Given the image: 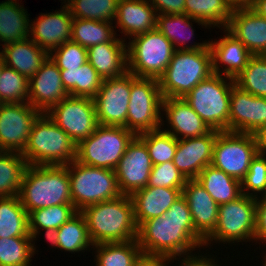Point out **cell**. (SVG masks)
<instances>
[{
	"label": "cell",
	"mask_w": 266,
	"mask_h": 266,
	"mask_svg": "<svg viewBox=\"0 0 266 266\" xmlns=\"http://www.w3.org/2000/svg\"><path fill=\"white\" fill-rule=\"evenodd\" d=\"M137 242L143 254L180 259L204 241L195 233L186 198L181 195L164 215L144 221L138 227ZM182 255V256H181Z\"/></svg>",
	"instance_id": "obj_1"
},
{
	"label": "cell",
	"mask_w": 266,
	"mask_h": 266,
	"mask_svg": "<svg viewBox=\"0 0 266 266\" xmlns=\"http://www.w3.org/2000/svg\"><path fill=\"white\" fill-rule=\"evenodd\" d=\"M93 245L137 239L134 205L128 195L89 205L82 209Z\"/></svg>",
	"instance_id": "obj_2"
},
{
	"label": "cell",
	"mask_w": 266,
	"mask_h": 266,
	"mask_svg": "<svg viewBox=\"0 0 266 266\" xmlns=\"http://www.w3.org/2000/svg\"><path fill=\"white\" fill-rule=\"evenodd\" d=\"M18 197L28 214L50 206L72 204L67 167L28 165Z\"/></svg>",
	"instance_id": "obj_3"
},
{
	"label": "cell",
	"mask_w": 266,
	"mask_h": 266,
	"mask_svg": "<svg viewBox=\"0 0 266 266\" xmlns=\"http://www.w3.org/2000/svg\"><path fill=\"white\" fill-rule=\"evenodd\" d=\"M77 145L46 113L34 121L22 153L28 165H68L76 160Z\"/></svg>",
	"instance_id": "obj_4"
},
{
	"label": "cell",
	"mask_w": 266,
	"mask_h": 266,
	"mask_svg": "<svg viewBox=\"0 0 266 266\" xmlns=\"http://www.w3.org/2000/svg\"><path fill=\"white\" fill-rule=\"evenodd\" d=\"M212 71L210 47L201 50H176L164 74L158 79L164 98H184Z\"/></svg>",
	"instance_id": "obj_5"
},
{
	"label": "cell",
	"mask_w": 266,
	"mask_h": 266,
	"mask_svg": "<svg viewBox=\"0 0 266 266\" xmlns=\"http://www.w3.org/2000/svg\"><path fill=\"white\" fill-rule=\"evenodd\" d=\"M234 85L233 78L213 73L183 99L211 129L228 131L230 94Z\"/></svg>",
	"instance_id": "obj_6"
},
{
	"label": "cell",
	"mask_w": 266,
	"mask_h": 266,
	"mask_svg": "<svg viewBox=\"0 0 266 266\" xmlns=\"http://www.w3.org/2000/svg\"><path fill=\"white\" fill-rule=\"evenodd\" d=\"M65 166L70 179L72 204L78 211L122 195L115 170L85 165L76 160Z\"/></svg>",
	"instance_id": "obj_7"
},
{
	"label": "cell",
	"mask_w": 266,
	"mask_h": 266,
	"mask_svg": "<svg viewBox=\"0 0 266 266\" xmlns=\"http://www.w3.org/2000/svg\"><path fill=\"white\" fill-rule=\"evenodd\" d=\"M131 39L127 43L128 71L139 78L158 80L175 52L172 43L157 28Z\"/></svg>",
	"instance_id": "obj_8"
},
{
	"label": "cell",
	"mask_w": 266,
	"mask_h": 266,
	"mask_svg": "<svg viewBox=\"0 0 266 266\" xmlns=\"http://www.w3.org/2000/svg\"><path fill=\"white\" fill-rule=\"evenodd\" d=\"M136 135L121 126L98 125L95 132L76 147V161L114 170Z\"/></svg>",
	"instance_id": "obj_9"
},
{
	"label": "cell",
	"mask_w": 266,
	"mask_h": 266,
	"mask_svg": "<svg viewBox=\"0 0 266 266\" xmlns=\"http://www.w3.org/2000/svg\"><path fill=\"white\" fill-rule=\"evenodd\" d=\"M162 100L157 79L139 78L131 73L126 129L135 135L161 129L165 122L160 111L162 110Z\"/></svg>",
	"instance_id": "obj_10"
},
{
	"label": "cell",
	"mask_w": 266,
	"mask_h": 266,
	"mask_svg": "<svg viewBox=\"0 0 266 266\" xmlns=\"http://www.w3.org/2000/svg\"><path fill=\"white\" fill-rule=\"evenodd\" d=\"M256 206L257 199L244 194L219 205L217 224L204 240V246L213 240L222 243L255 241Z\"/></svg>",
	"instance_id": "obj_11"
},
{
	"label": "cell",
	"mask_w": 266,
	"mask_h": 266,
	"mask_svg": "<svg viewBox=\"0 0 266 266\" xmlns=\"http://www.w3.org/2000/svg\"><path fill=\"white\" fill-rule=\"evenodd\" d=\"M258 152L255 134L219 131L213 147L211 165L241 181Z\"/></svg>",
	"instance_id": "obj_12"
},
{
	"label": "cell",
	"mask_w": 266,
	"mask_h": 266,
	"mask_svg": "<svg viewBox=\"0 0 266 266\" xmlns=\"http://www.w3.org/2000/svg\"><path fill=\"white\" fill-rule=\"evenodd\" d=\"M78 145L98 124L93 98L67 96L46 113Z\"/></svg>",
	"instance_id": "obj_13"
},
{
	"label": "cell",
	"mask_w": 266,
	"mask_h": 266,
	"mask_svg": "<svg viewBox=\"0 0 266 266\" xmlns=\"http://www.w3.org/2000/svg\"><path fill=\"white\" fill-rule=\"evenodd\" d=\"M131 92V73L104 79L97 95L93 98L99 125L126 128Z\"/></svg>",
	"instance_id": "obj_14"
},
{
	"label": "cell",
	"mask_w": 266,
	"mask_h": 266,
	"mask_svg": "<svg viewBox=\"0 0 266 266\" xmlns=\"http://www.w3.org/2000/svg\"><path fill=\"white\" fill-rule=\"evenodd\" d=\"M41 113L28 102L0 104V148L23 153L34 121Z\"/></svg>",
	"instance_id": "obj_15"
},
{
	"label": "cell",
	"mask_w": 266,
	"mask_h": 266,
	"mask_svg": "<svg viewBox=\"0 0 266 266\" xmlns=\"http://www.w3.org/2000/svg\"><path fill=\"white\" fill-rule=\"evenodd\" d=\"M152 167L148 149L136 135L114 169L121 194L131 196L134 192L146 187Z\"/></svg>",
	"instance_id": "obj_16"
},
{
	"label": "cell",
	"mask_w": 266,
	"mask_h": 266,
	"mask_svg": "<svg viewBox=\"0 0 266 266\" xmlns=\"http://www.w3.org/2000/svg\"><path fill=\"white\" fill-rule=\"evenodd\" d=\"M266 126V97H257L234 85L230 94L228 131L256 134Z\"/></svg>",
	"instance_id": "obj_17"
},
{
	"label": "cell",
	"mask_w": 266,
	"mask_h": 266,
	"mask_svg": "<svg viewBox=\"0 0 266 266\" xmlns=\"http://www.w3.org/2000/svg\"><path fill=\"white\" fill-rule=\"evenodd\" d=\"M67 96L69 93L63 86L61 72L48 56L29 79L28 103L40 113H47Z\"/></svg>",
	"instance_id": "obj_18"
},
{
	"label": "cell",
	"mask_w": 266,
	"mask_h": 266,
	"mask_svg": "<svg viewBox=\"0 0 266 266\" xmlns=\"http://www.w3.org/2000/svg\"><path fill=\"white\" fill-rule=\"evenodd\" d=\"M219 133L212 129L199 137L178 140L173 164L186 179H196L212 163L213 147Z\"/></svg>",
	"instance_id": "obj_19"
},
{
	"label": "cell",
	"mask_w": 266,
	"mask_h": 266,
	"mask_svg": "<svg viewBox=\"0 0 266 266\" xmlns=\"http://www.w3.org/2000/svg\"><path fill=\"white\" fill-rule=\"evenodd\" d=\"M35 20L30 22L29 38L48 54L71 41L73 16L67 4L55 13H41Z\"/></svg>",
	"instance_id": "obj_20"
},
{
	"label": "cell",
	"mask_w": 266,
	"mask_h": 266,
	"mask_svg": "<svg viewBox=\"0 0 266 266\" xmlns=\"http://www.w3.org/2000/svg\"><path fill=\"white\" fill-rule=\"evenodd\" d=\"M182 195L187 200L195 233L204 241L217 224L219 205L197 179L186 180Z\"/></svg>",
	"instance_id": "obj_21"
},
{
	"label": "cell",
	"mask_w": 266,
	"mask_h": 266,
	"mask_svg": "<svg viewBox=\"0 0 266 266\" xmlns=\"http://www.w3.org/2000/svg\"><path fill=\"white\" fill-rule=\"evenodd\" d=\"M161 111L171 127L163 131L178 140L199 137L212 130L183 98H164Z\"/></svg>",
	"instance_id": "obj_22"
},
{
	"label": "cell",
	"mask_w": 266,
	"mask_h": 266,
	"mask_svg": "<svg viewBox=\"0 0 266 266\" xmlns=\"http://www.w3.org/2000/svg\"><path fill=\"white\" fill-rule=\"evenodd\" d=\"M223 32H225V36L221 37L218 42L209 41L212 53V71L214 74L235 79L244 70L253 55L226 28ZM220 63L224 66L223 71L220 69Z\"/></svg>",
	"instance_id": "obj_23"
},
{
	"label": "cell",
	"mask_w": 266,
	"mask_h": 266,
	"mask_svg": "<svg viewBox=\"0 0 266 266\" xmlns=\"http://www.w3.org/2000/svg\"><path fill=\"white\" fill-rule=\"evenodd\" d=\"M226 29L252 55H266V18L260 17L250 8L233 10Z\"/></svg>",
	"instance_id": "obj_24"
},
{
	"label": "cell",
	"mask_w": 266,
	"mask_h": 266,
	"mask_svg": "<svg viewBox=\"0 0 266 266\" xmlns=\"http://www.w3.org/2000/svg\"><path fill=\"white\" fill-rule=\"evenodd\" d=\"M115 28L120 33L134 37L156 28L157 13L148 0H119Z\"/></svg>",
	"instance_id": "obj_25"
},
{
	"label": "cell",
	"mask_w": 266,
	"mask_h": 266,
	"mask_svg": "<svg viewBox=\"0 0 266 266\" xmlns=\"http://www.w3.org/2000/svg\"><path fill=\"white\" fill-rule=\"evenodd\" d=\"M183 189L146 186L130 197L134 205V219L139 227L144 221L164 215L182 195Z\"/></svg>",
	"instance_id": "obj_26"
},
{
	"label": "cell",
	"mask_w": 266,
	"mask_h": 266,
	"mask_svg": "<svg viewBox=\"0 0 266 266\" xmlns=\"http://www.w3.org/2000/svg\"><path fill=\"white\" fill-rule=\"evenodd\" d=\"M127 42L110 41L87 49L88 62L104 80L128 72Z\"/></svg>",
	"instance_id": "obj_27"
},
{
	"label": "cell",
	"mask_w": 266,
	"mask_h": 266,
	"mask_svg": "<svg viewBox=\"0 0 266 266\" xmlns=\"http://www.w3.org/2000/svg\"><path fill=\"white\" fill-rule=\"evenodd\" d=\"M1 48L5 65L15 69L28 80L39 70L49 54L29 37Z\"/></svg>",
	"instance_id": "obj_28"
},
{
	"label": "cell",
	"mask_w": 266,
	"mask_h": 266,
	"mask_svg": "<svg viewBox=\"0 0 266 266\" xmlns=\"http://www.w3.org/2000/svg\"><path fill=\"white\" fill-rule=\"evenodd\" d=\"M191 20L192 22L195 21V23H198V25L200 24L202 27H209L205 22L193 19L184 13L170 15L157 14L156 28L172 43L175 51L206 49L209 46V41L207 42L206 40L203 43L186 44L191 37L195 36L192 22H190ZM188 32L189 34H187Z\"/></svg>",
	"instance_id": "obj_29"
},
{
	"label": "cell",
	"mask_w": 266,
	"mask_h": 266,
	"mask_svg": "<svg viewBox=\"0 0 266 266\" xmlns=\"http://www.w3.org/2000/svg\"><path fill=\"white\" fill-rule=\"evenodd\" d=\"M27 11L17 0L0 2V41L3 45L29 37L30 20Z\"/></svg>",
	"instance_id": "obj_30"
},
{
	"label": "cell",
	"mask_w": 266,
	"mask_h": 266,
	"mask_svg": "<svg viewBox=\"0 0 266 266\" xmlns=\"http://www.w3.org/2000/svg\"><path fill=\"white\" fill-rule=\"evenodd\" d=\"M196 179L218 205L233 201L242 195L241 181L211 164L206 166Z\"/></svg>",
	"instance_id": "obj_31"
},
{
	"label": "cell",
	"mask_w": 266,
	"mask_h": 266,
	"mask_svg": "<svg viewBox=\"0 0 266 266\" xmlns=\"http://www.w3.org/2000/svg\"><path fill=\"white\" fill-rule=\"evenodd\" d=\"M112 22L94 21L90 19L73 18L71 41L89 48L97 44L110 41H126L116 38V31Z\"/></svg>",
	"instance_id": "obj_32"
},
{
	"label": "cell",
	"mask_w": 266,
	"mask_h": 266,
	"mask_svg": "<svg viewBox=\"0 0 266 266\" xmlns=\"http://www.w3.org/2000/svg\"><path fill=\"white\" fill-rule=\"evenodd\" d=\"M95 247V248H94ZM96 249V266H135L143 254L136 240L127 242L100 243L93 245Z\"/></svg>",
	"instance_id": "obj_33"
},
{
	"label": "cell",
	"mask_w": 266,
	"mask_h": 266,
	"mask_svg": "<svg viewBox=\"0 0 266 266\" xmlns=\"http://www.w3.org/2000/svg\"><path fill=\"white\" fill-rule=\"evenodd\" d=\"M60 72L63 86L70 96L94 98L103 81L88 61L79 68Z\"/></svg>",
	"instance_id": "obj_34"
},
{
	"label": "cell",
	"mask_w": 266,
	"mask_h": 266,
	"mask_svg": "<svg viewBox=\"0 0 266 266\" xmlns=\"http://www.w3.org/2000/svg\"><path fill=\"white\" fill-rule=\"evenodd\" d=\"M31 236L28 212L18 196L0 198V238Z\"/></svg>",
	"instance_id": "obj_35"
},
{
	"label": "cell",
	"mask_w": 266,
	"mask_h": 266,
	"mask_svg": "<svg viewBox=\"0 0 266 266\" xmlns=\"http://www.w3.org/2000/svg\"><path fill=\"white\" fill-rule=\"evenodd\" d=\"M28 163L22 153H0V198L18 196Z\"/></svg>",
	"instance_id": "obj_36"
},
{
	"label": "cell",
	"mask_w": 266,
	"mask_h": 266,
	"mask_svg": "<svg viewBox=\"0 0 266 266\" xmlns=\"http://www.w3.org/2000/svg\"><path fill=\"white\" fill-rule=\"evenodd\" d=\"M185 14L205 22L209 27H227L232 10L224 0H185Z\"/></svg>",
	"instance_id": "obj_37"
},
{
	"label": "cell",
	"mask_w": 266,
	"mask_h": 266,
	"mask_svg": "<svg viewBox=\"0 0 266 266\" xmlns=\"http://www.w3.org/2000/svg\"><path fill=\"white\" fill-rule=\"evenodd\" d=\"M78 212L73 204H60L31 211L28 214V220L29 233L33 241L40 234L41 229H58Z\"/></svg>",
	"instance_id": "obj_38"
},
{
	"label": "cell",
	"mask_w": 266,
	"mask_h": 266,
	"mask_svg": "<svg viewBox=\"0 0 266 266\" xmlns=\"http://www.w3.org/2000/svg\"><path fill=\"white\" fill-rule=\"evenodd\" d=\"M58 249L68 252H79L90 249L93 246L88 234V228L84 216L79 211L70 220L57 229ZM91 245V246H90Z\"/></svg>",
	"instance_id": "obj_39"
},
{
	"label": "cell",
	"mask_w": 266,
	"mask_h": 266,
	"mask_svg": "<svg viewBox=\"0 0 266 266\" xmlns=\"http://www.w3.org/2000/svg\"><path fill=\"white\" fill-rule=\"evenodd\" d=\"M32 236L0 238V266H30L36 253Z\"/></svg>",
	"instance_id": "obj_40"
},
{
	"label": "cell",
	"mask_w": 266,
	"mask_h": 266,
	"mask_svg": "<svg viewBox=\"0 0 266 266\" xmlns=\"http://www.w3.org/2000/svg\"><path fill=\"white\" fill-rule=\"evenodd\" d=\"M119 0H70L67 4L73 18L113 22Z\"/></svg>",
	"instance_id": "obj_41"
},
{
	"label": "cell",
	"mask_w": 266,
	"mask_h": 266,
	"mask_svg": "<svg viewBox=\"0 0 266 266\" xmlns=\"http://www.w3.org/2000/svg\"><path fill=\"white\" fill-rule=\"evenodd\" d=\"M234 81L243 91L257 97H266V55H253Z\"/></svg>",
	"instance_id": "obj_42"
},
{
	"label": "cell",
	"mask_w": 266,
	"mask_h": 266,
	"mask_svg": "<svg viewBox=\"0 0 266 266\" xmlns=\"http://www.w3.org/2000/svg\"><path fill=\"white\" fill-rule=\"evenodd\" d=\"M146 145L153 165L173 161L178 139L158 129L137 135Z\"/></svg>",
	"instance_id": "obj_43"
},
{
	"label": "cell",
	"mask_w": 266,
	"mask_h": 266,
	"mask_svg": "<svg viewBox=\"0 0 266 266\" xmlns=\"http://www.w3.org/2000/svg\"><path fill=\"white\" fill-rule=\"evenodd\" d=\"M29 80L4 65L0 75V104L28 102Z\"/></svg>",
	"instance_id": "obj_44"
},
{
	"label": "cell",
	"mask_w": 266,
	"mask_h": 266,
	"mask_svg": "<svg viewBox=\"0 0 266 266\" xmlns=\"http://www.w3.org/2000/svg\"><path fill=\"white\" fill-rule=\"evenodd\" d=\"M59 70L79 68L88 61L87 48L79 43L67 41L49 53Z\"/></svg>",
	"instance_id": "obj_45"
},
{
	"label": "cell",
	"mask_w": 266,
	"mask_h": 266,
	"mask_svg": "<svg viewBox=\"0 0 266 266\" xmlns=\"http://www.w3.org/2000/svg\"><path fill=\"white\" fill-rule=\"evenodd\" d=\"M266 189V156L258 152L252 159L249 170L241 180L242 194L257 198ZM252 191V193H250ZM254 193V194H253Z\"/></svg>",
	"instance_id": "obj_46"
},
{
	"label": "cell",
	"mask_w": 266,
	"mask_h": 266,
	"mask_svg": "<svg viewBox=\"0 0 266 266\" xmlns=\"http://www.w3.org/2000/svg\"><path fill=\"white\" fill-rule=\"evenodd\" d=\"M186 178L173 161L153 165L147 186L183 189Z\"/></svg>",
	"instance_id": "obj_47"
},
{
	"label": "cell",
	"mask_w": 266,
	"mask_h": 266,
	"mask_svg": "<svg viewBox=\"0 0 266 266\" xmlns=\"http://www.w3.org/2000/svg\"><path fill=\"white\" fill-rule=\"evenodd\" d=\"M157 14H184L185 0H148Z\"/></svg>",
	"instance_id": "obj_48"
},
{
	"label": "cell",
	"mask_w": 266,
	"mask_h": 266,
	"mask_svg": "<svg viewBox=\"0 0 266 266\" xmlns=\"http://www.w3.org/2000/svg\"><path fill=\"white\" fill-rule=\"evenodd\" d=\"M257 199L255 241L266 243V199Z\"/></svg>",
	"instance_id": "obj_49"
},
{
	"label": "cell",
	"mask_w": 266,
	"mask_h": 266,
	"mask_svg": "<svg viewBox=\"0 0 266 266\" xmlns=\"http://www.w3.org/2000/svg\"><path fill=\"white\" fill-rule=\"evenodd\" d=\"M200 254L192 255L191 253H188L186 256L181 259V265L178 264L179 266H219L217 264V261L215 262L216 259L210 258L208 256H199ZM209 257V258H207ZM183 261V262H182ZM216 263V264H215Z\"/></svg>",
	"instance_id": "obj_50"
},
{
	"label": "cell",
	"mask_w": 266,
	"mask_h": 266,
	"mask_svg": "<svg viewBox=\"0 0 266 266\" xmlns=\"http://www.w3.org/2000/svg\"><path fill=\"white\" fill-rule=\"evenodd\" d=\"M171 261L174 262V259L167 256L142 254L135 266H168Z\"/></svg>",
	"instance_id": "obj_51"
},
{
	"label": "cell",
	"mask_w": 266,
	"mask_h": 266,
	"mask_svg": "<svg viewBox=\"0 0 266 266\" xmlns=\"http://www.w3.org/2000/svg\"><path fill=\"white\" fill-rule=\"evenodd\" d=\"M250 9L260 17L266 18V0H252Z\"/></svg>",
	"instance_id": "obj_52"
},
{
	"label": "cell",
	"mask_w": 266,
	"mask_h": 266,
	"mask_svg": "<svg viewBox=\"0 0 266 266\" xmlns=\"http://www.w3.org/2000/svg\"><path fill=\"white\" fill-rule=\"evenodd\" d=\"M224 2L233 10L250 8L252 0H224Z\"/></svg>",
	"instance_id": "obj_53"
},
{
	"label": "cell",
	"mask_w": 266,
	"mask_h": 266,
	"mask_svg": "<svg viewBox=\"0 0 266 266\" xmlns=\"http://www.w3.org/2000/svg\"><path fill=\"white\" fill-rule=\"evenodd\" d=\"M255 135L258 141L259 152L266 155V126H264Z\"/></svg>",
	"instance_id": "obj_54"
},
{
	"label": "cell",
	"mask_w": 266,
	"mask_h": 266,
	"mask_svg": "<svg viewBox=\"0 0 266 266\" xmlns=\"http://www.w3.org/2000/svg\"><path fill=\"white\" fill-rule=\"evenodd\" d=\"M45 230V238L49 242H51V245L58 249V233L57 229L53 228H47Z\"/></svg>",
	"instance_id": "obj_55"
},
{
	"label": "cell",
	"mask_w": 266,
	"mask_h": 266,
	"mask_svg": "<svg viewBox=\"0 0 266 266\" xmlns=\"http://www.w3.org/2000/svg\"><path fill=\"white\" fill-rule=\"evenodd\" d=\"M4 65H5V63H4L2 54L0 53V75H1V72H2Z\"/></svg>",
	"instance_id": "obj_56"
},
{
	"label": "cell",
	"mask_w": 266,
	"mask_h": 266,
	"mask_svg": "<svg viewBox=\"0 0 266 266\" xmlns=\"http://www.w3.org/2000/svg\"><path fill=\"white\" fill-rule=\"evenodd\" d=\"M257 198H260V199H266V189L265 191L263 192V194Z\"/></svg>",
	"instance_id": "obj_57"
},
{
	"label": "cell",
	"mask_w": 266,
	"mask_h": 266,
	"mask_svg": "<svg viewBox=\"0 0 266 266\" xmlns=\"http://www.w3.org/2000/svg\"><path fill=\"white\" fill-rule=\"evenodd\" d=\"M266 255V254H265ZM265 258H264V260H265V262H263L264 264V266H266V256H264Z\"/></svg>",
	"instance_id": "obj_58"
},
{
	"label": "cell",
	"mask_w": 266,
	"mask_h": 266,
	"mask_svg": "<svg viewBox=\"0 0 266 266\" xmlns=\"http://www.w3.org/2000/svg\"><path fill=\"white\" fill-rule=\"evenodd\" d=\"M66 1H67V2H66ZM69 1H70V0H65L63 3H64V4H68Z\"/></svg>",
	"instance_id": "obj_59"
}]
</instances>
